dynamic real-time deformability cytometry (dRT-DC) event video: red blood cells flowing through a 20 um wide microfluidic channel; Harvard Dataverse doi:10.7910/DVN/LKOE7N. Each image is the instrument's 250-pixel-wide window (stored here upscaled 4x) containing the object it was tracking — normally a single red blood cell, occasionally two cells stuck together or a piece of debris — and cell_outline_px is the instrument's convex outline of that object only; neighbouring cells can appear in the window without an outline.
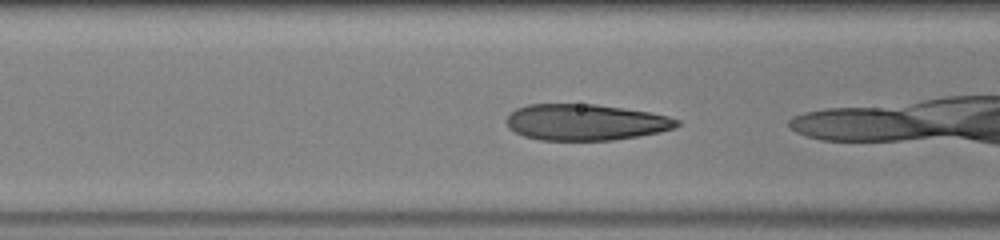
{"species": "human", "species_latin": "Homo sapiens", "temperature_condition": "warm", "stored_images_in_passage": 27, "camera_frame_rate_fps": 3000, "um_per_image_px": 0.085, "donor": {"sex": "male"}, "frame": {"image": 1, "passage_image": 14, "time_ms": 4.333, "image_size_px": [1000, 240], "cell_outline_px": [[680, 124], [676, 128], [660, 132], [612, 140], [540, 140], [524, 136], [508, 128], [504, 120], [516, 108], [528, 104], [596, 104], [624, 108], [648, 112], [668, 116], [680, 120]], "centroid_in_image_um": [49.76, 10.38], "position_along_channel_um": 116.8, "area_um2": 36.07}}
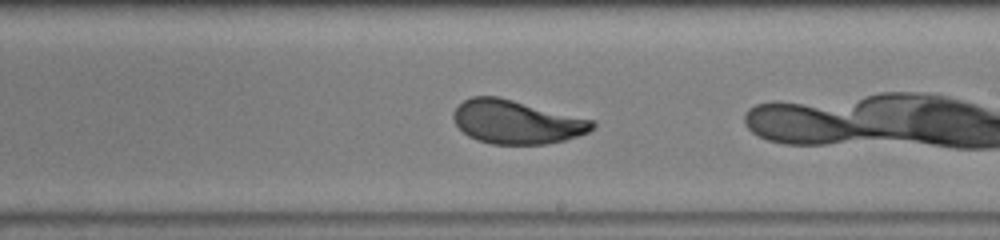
{"frame": {"image": 2, "passage_image": 23, "time_ms": 7.333, "image_size_px": [1000, 240], "cell_outline_px": [[596, 124], [588, 132], [564, 140], [544, 144], [492, 144], [476, 140], [468, 136], [456, 124], [452, 116], [452, 112], [464, 100], [472, 96], [500, 96], [596, 120]], "centroid_in_image_um": [43.91, 10.35], "position_along_channel_um": 245.1, "area_um2": 35.55}}
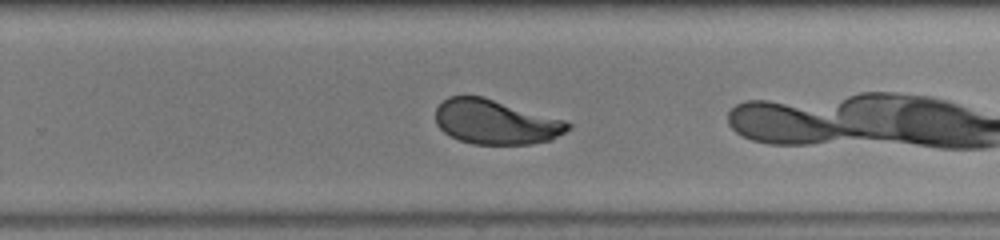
{"frame": {"image": 3, "passage_image": 26, "time_ms": 8.333, "image_size_px": [1000, 240], "cell_outline_px": [[572, 128], [552, 140], [532, 144], [472, 144], [460, 140], [444, 132], [436, 124], [436, 108], [448, 96], [484, 96], [564, 120], [572, 124]], "centroid_in_image_um": [42.16, 10.37], "position_along_channel_um": 287.6, "area_um2": 34.45}}